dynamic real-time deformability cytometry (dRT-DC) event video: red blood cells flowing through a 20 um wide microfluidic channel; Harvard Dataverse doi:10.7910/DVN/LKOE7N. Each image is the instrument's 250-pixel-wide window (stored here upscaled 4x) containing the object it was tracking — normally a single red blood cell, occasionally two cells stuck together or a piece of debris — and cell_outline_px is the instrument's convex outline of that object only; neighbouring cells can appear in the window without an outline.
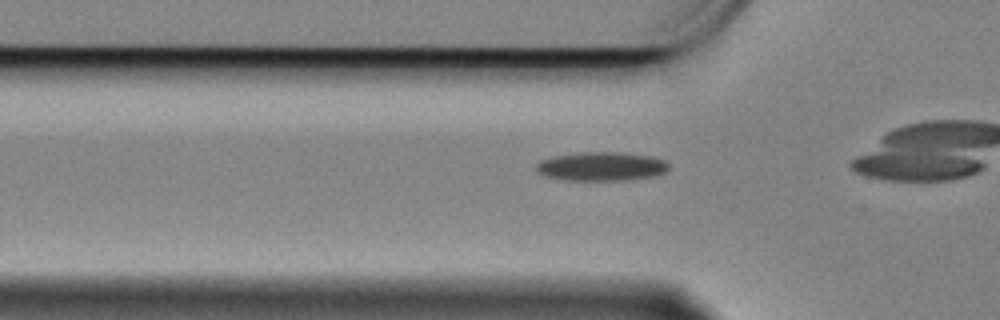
{"species": "Egyptian fruit bat (a non-hibernating species)", "species_latin": "Rousettus aegyptiacus", "temperature_condition": "cold", "stored_images_in_passage": 43, "camera_frame_rate_fps": 3000, "um_per_image_px": 0.085, "animal": {"sex": "female"}, "frame": {"image": 1, "passage_image": 15, "time_ms": 4.667, "image_size_px": [1000, 320], "cell_outline_px": [[668, 168], [664, 172], [656, 176], [628, 180], [568, 180], [548, 176], [536, 172], [536, 164], [540, 160], [556, 156], [580, 152], [624, 152], [652, 156], [664, 160], [668, 164]], "centroid_in_image_um": [51.15, 14.14], "position_along_channel_um": 74.7, "area_um2": 22.31}}
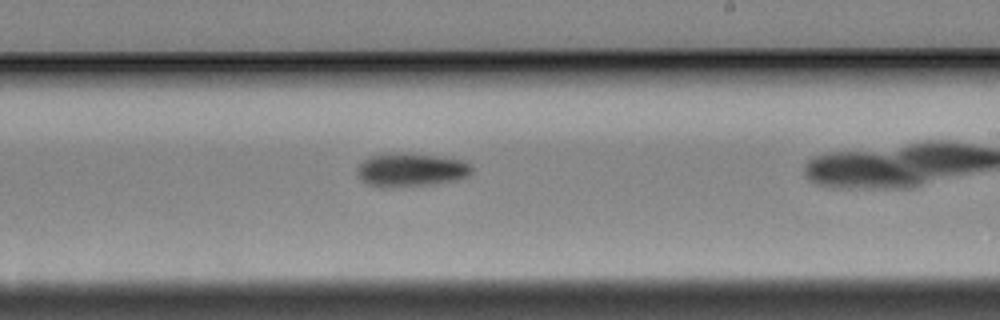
{"frame": {"image": 2, "passage_image": 31, "time_ms": 10.0, "image_size_px": [1000, 320], "cell_outline_px": [[472, 172], [468, 176], [452, 180], [432, 184], [392, 188], [380, 188], [368, 184], [360, 176], [360, 164], [364, 160], [372, 156], [384, 152], [404, 152], [436, 156], [460, 160], [468, 164], [472, 168]], "centroid_in_image_um": [34.92, 14.43], "position_along_channel_um": 254.1, "area_um2": 22.2}}
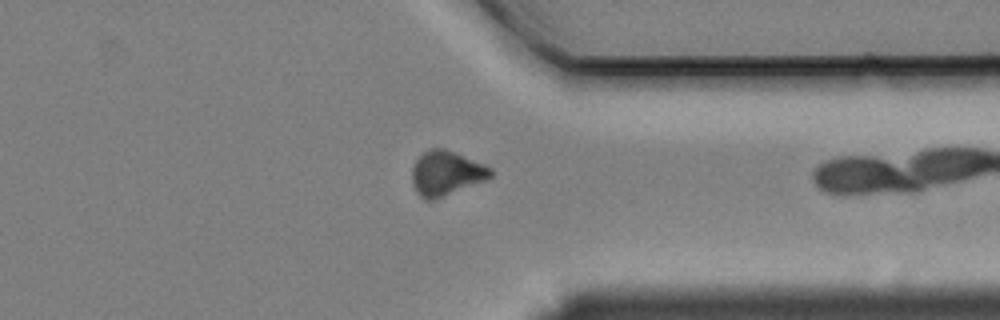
{"frame": {"image": 3, "passage_image": 42, "time_ms": 13.667, "image_size_px": [1000, 320], "cell_outline_px": [[492, 176], [484, 180], [432, 200], [424, 200], [416, 192], [412, 184], [412, 168], [416, 160], [428, 148], [444, 148], [484, 164], [492, 168]], "centroid_in_image_um": [37.89, 14.71], "position_along_channel_um": 373.5, "area_um2": 20.11}}